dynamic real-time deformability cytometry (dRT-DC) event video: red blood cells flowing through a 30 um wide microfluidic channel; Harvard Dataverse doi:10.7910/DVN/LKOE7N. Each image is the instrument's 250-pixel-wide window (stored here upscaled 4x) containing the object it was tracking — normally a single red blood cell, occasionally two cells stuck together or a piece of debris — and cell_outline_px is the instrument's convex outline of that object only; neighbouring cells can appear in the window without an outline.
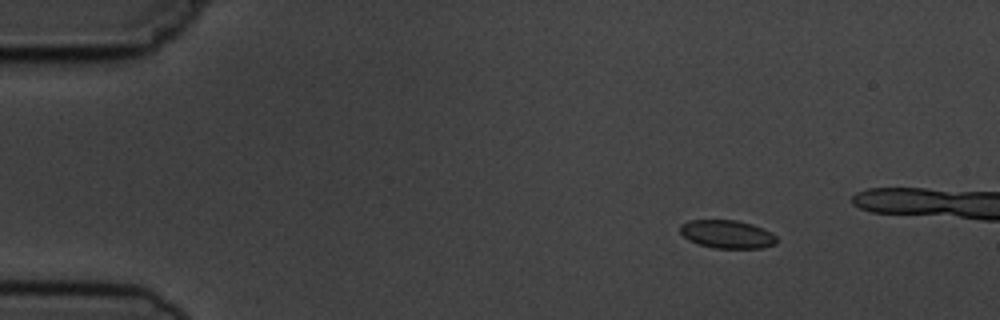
{"species": "common noctule bat (a hibernating species)", "species_latin": "Nyctalus noctula", "temperature_condition": "cold", "stored_images_in_passage": 5, "camera_frame_rate_fps": 3000, "um_per_image_px": 0.085, "animal": {"sex": "male", "body_mass_g": 19.5, "forearm_length_mm": 54.6}, "frame": {"image": 1, "passage_image": 2, "time_ms": 1.333, "image_size_px": [1000, 320], "cell_outline_px": [[776, 244], [764, 248], [716, 248], [700, 244], [688, 240], [680, 232], [680, 224], [688, 220], [736, 220], [752, 224], [776, 236]], "centroid_in_image_um": [61.78, 19.91], "position_along_channel_um": 23.2, "area_um2": 15.72}}